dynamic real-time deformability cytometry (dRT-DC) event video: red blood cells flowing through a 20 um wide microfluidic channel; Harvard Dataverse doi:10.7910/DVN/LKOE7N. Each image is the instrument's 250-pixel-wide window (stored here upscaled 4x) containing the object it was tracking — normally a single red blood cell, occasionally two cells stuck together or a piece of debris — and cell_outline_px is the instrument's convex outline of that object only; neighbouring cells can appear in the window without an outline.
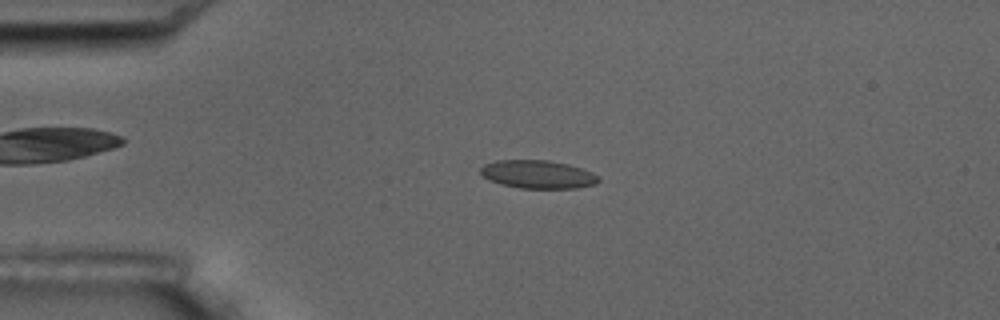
{"species": "common noctule bat (a hibernating species)", "species_latin": "Nyctalus noctula", "temperature_condition": "room temperature", "stored_images_in_passage": 4, "camera_frame_rate_fps": 3000, "um_per_image_px": 0.085, "animal": {"sex": "male", "body_mass_g": 17.5, "forearm_length_mm": 52.3}, "frame": {"image": 1, "passage_image": 3, "time_ms": 3.0, "image_size_px": [1000, 320], "cell_outline_px": [[600, 180], [596, 184], [576, 188], [520, 188], [500, 184], [488, 180], [480, 172], [480, 168], [484, 164], [496, 160], [548, 160], [568, 164], [592, 172]], "centroid_in_image_um": [45.69, 14.82], "position_along_channel_um": 39.3, "area_um2": 19.36}}